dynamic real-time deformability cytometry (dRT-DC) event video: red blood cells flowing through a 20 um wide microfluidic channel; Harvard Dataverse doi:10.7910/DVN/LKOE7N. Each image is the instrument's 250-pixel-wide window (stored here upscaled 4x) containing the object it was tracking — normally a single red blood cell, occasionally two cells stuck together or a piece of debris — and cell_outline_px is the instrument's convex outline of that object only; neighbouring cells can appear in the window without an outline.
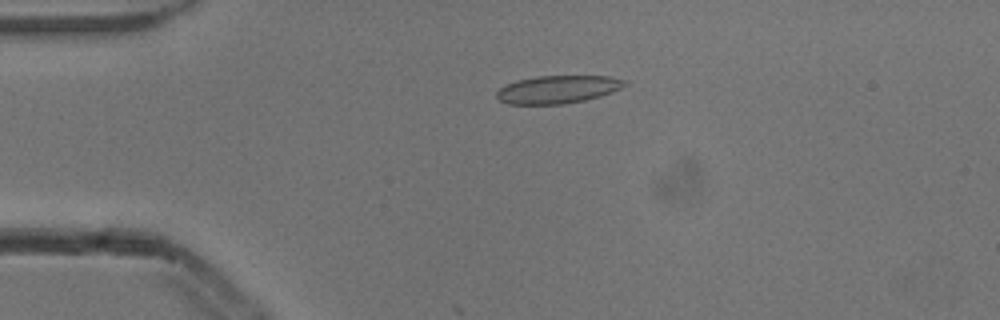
{"species": "common noctule bat (a hibernating species)", "species_latin": "Nyctalus noctula", "temperature_condition": "cold", "stored_images_in_passage": 3, "camera_frame_rate_fps": 3000, "um_per_image_px": 0.085, "animal": {"sex": "male", "body_mass_g": 13.3}, "frame": {"image": 1, "passage_image": 2, "time_ms": 0.333, "image_size_px": [1000, 320], "cell_outline_px": [[628, 84], [612, 92], [600, 96], [584, 100], [564, 104], [508, 104], [500, 100], [496, 96], [496, 92], [500, 88], [516, 80], [536, 76], [608, 76], [628, 80]], "centroid_in_image_um": [47.43, 7.59], "position_along_channel_um": 37.6, "area_um2": 20.81}}